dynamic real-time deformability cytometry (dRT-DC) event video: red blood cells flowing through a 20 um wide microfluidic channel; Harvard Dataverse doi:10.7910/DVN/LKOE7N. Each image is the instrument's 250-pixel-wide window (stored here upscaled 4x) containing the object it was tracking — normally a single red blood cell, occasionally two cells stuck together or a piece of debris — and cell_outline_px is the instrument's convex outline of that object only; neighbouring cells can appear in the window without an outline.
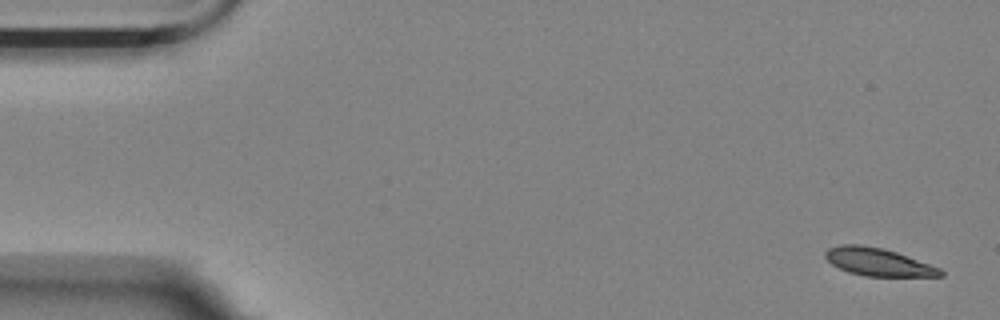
{"species": "Egyptian fruit bat (a non-hibernating species)", "species_latin": "Rousettus aegyptiacus", "temperature_condition": "room temperature", "stored_images_in_passage": 5, "camera_frame_rate_fps": 3000, "um_per_image_px": 0.085, "animal": {"sex": "female"}, "frame": {"image": 1, "passage_image": 1, "time_ms": 0.0, "image_size_px": [1000, 320], "cell_outline_px": [[944, 276], [864, 276], [848, 272], [832, 264], [824, 256], [824, 252], [828, 248], [840, 244], [860, 244], [884, 248], [896, 252], [940, 268], [944, 272]], "centroid_in_image_um": [74.61, 22.26], "position_along_channel_um": 10.4, "area_um2": 18.61}}
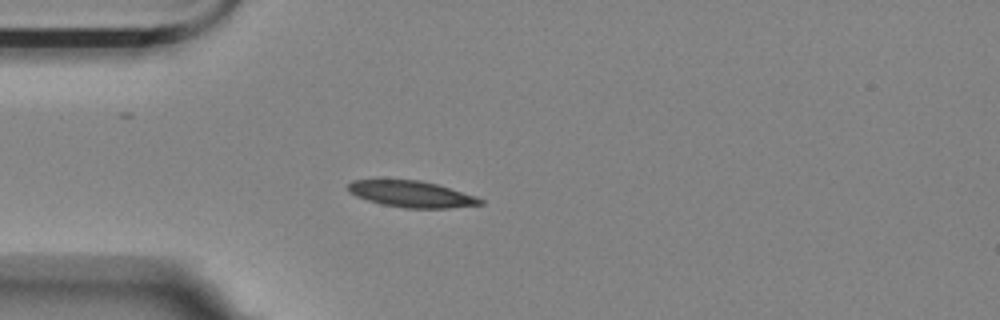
{"frame": {"image": 2, "passage_image": 5, "time_ms": 1.333, "image_size_px": [1000, 320], "cell_outline_px": [[484, 204], [448, 208], [404, 208], [380, 204], [356, 196], [348, 188], [348, 184], [352, 180], [420, 180], [436, 184], [476, 196], [484, 200]], "centroid_in_image_um": [35.01, 16.5], "position_along_channel_um": 50.0, "area_um2": 20.11}}